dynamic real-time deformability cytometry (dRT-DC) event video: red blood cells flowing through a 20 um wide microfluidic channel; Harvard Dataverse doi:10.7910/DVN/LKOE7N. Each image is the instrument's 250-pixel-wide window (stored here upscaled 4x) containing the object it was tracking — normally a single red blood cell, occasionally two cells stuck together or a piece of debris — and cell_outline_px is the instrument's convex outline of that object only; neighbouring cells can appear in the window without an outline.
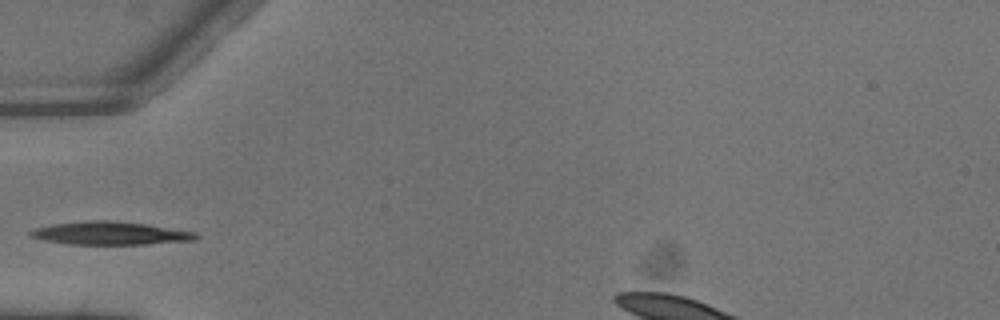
{"species": "common noctule bat (a hibernating species)", "species_latin": "Nyctalus noctula", "temperature_condition": "warm", "stored_images_in_passage": 2, "segment_of_instrument_passage": [1, 2], "camera_frame_rate_fps": 3000, "um_per_image_px": 0.085, "animal": {"sex": "male", "body_mass_g": 13.3}, "frame": {"image": 1, "passage_image": 1, "time_ms": 0.0, "image_size_px": [1000, 320], "cell_outline_px": [[200, 236], [196, 240], [148, 244], [68, 244], [44, 240], [28, 236], [28, 232], [36, 228], [56, 224], [92, 220], [116, 220], [144, 224], [196, 232]], "centroid_in_image_um": [9.4, 19.83], "position_along_channel_um": 75.6, "area_um2": 22.14}}